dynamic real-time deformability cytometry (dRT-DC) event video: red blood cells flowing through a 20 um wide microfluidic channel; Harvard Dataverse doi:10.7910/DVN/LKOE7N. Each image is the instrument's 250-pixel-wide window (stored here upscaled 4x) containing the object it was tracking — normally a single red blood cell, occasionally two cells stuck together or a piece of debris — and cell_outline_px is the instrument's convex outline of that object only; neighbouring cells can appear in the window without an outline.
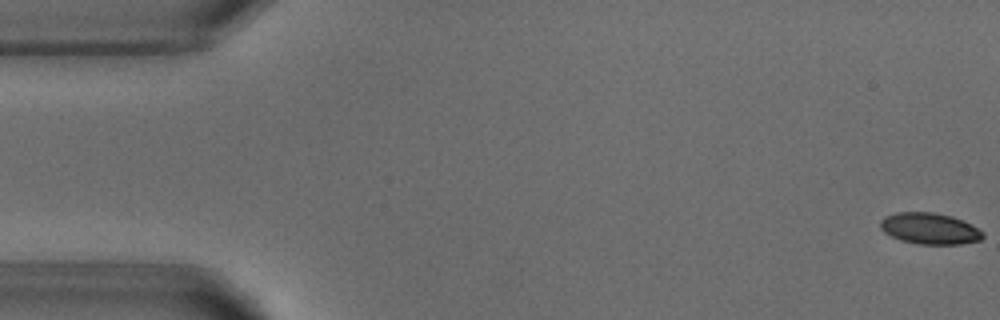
{"species": "common noctule bat (a hibernating species)", "species_latin": "Nyctalus noctula", "temperature_condition": "warm", "stored_images_in_passage": 53, "camera_frame_rate_fps": 3000, "um_per_image_px": 0.085, "animal": {"sex": "male", "body_mass_g": 18.8}, "frame": {"image": 1, "passage_image": 1, "time_ms": 0.0, "image_size_px": [1000, 320], "cell_outline_px": [[984, 236], [980, 240], [960, 244], [920, 244], [900, 240], [884, 232], [880, 228], [880, 220], [884, 216], [896, 212], [932, 212], [952, 216], [984, 232]], "centroid_in_image_um": [78.98, 19.42], "position_along_channel_um": 6.0, "area_um2": 18.55}}
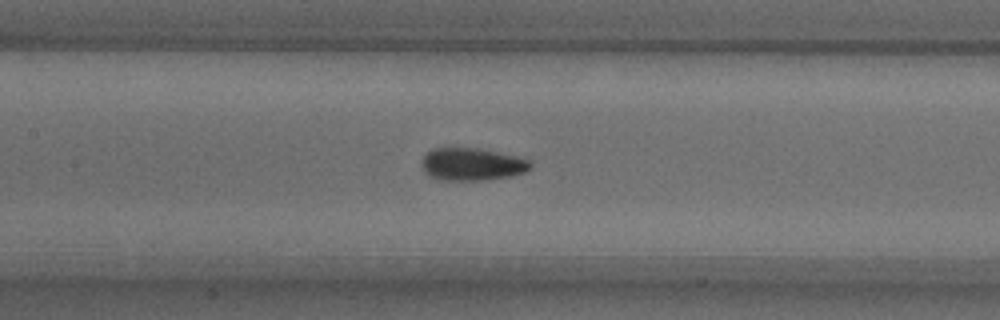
{"frame": {"image": 2, "passage_image": 24, "time_ms": 7.667, "image_size_px": [1000, 320], "cell_outline_px": [[532, 168], [528, 172], [512, 176], [484, 180], [436, 180], [428, 176], [424, 172], [420, 164], [420, 160], [432, 148], [480, 148], [516, 156], [528, 160], [532, 164]], "centroid_in_image_um": [40.1, 13.97], "position_along_channel_um": 167.3, "area_um2": 21.04}}
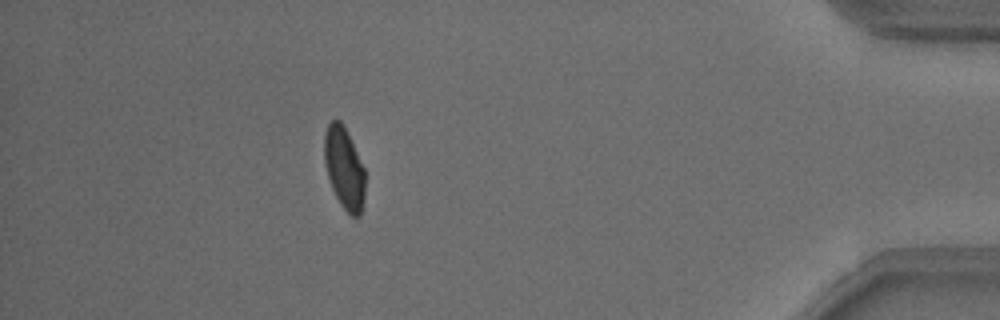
{"frame": {"image": 3, "passage_image": 47, "time_ms": 15.333, "image_size_px": [1000, 320], "cell_outline_px": [[364, 204], [360, 216], [352, 216], [340, 204], [332, 188], [324, 164], [324, 132], [328, 124], [332, 120], [340, 120], [364, 168]], "centroid_in_image_um": [29.24, 14.32], "position_along_channel_um": 406.0, "area_um2": 19.13}, "authors_computed_cell_mechanics": {"area_um2": 19.9988, "velocity_mm_per_s": 3.8245, "shape_relaxation_time_tau1_ms": 3.4538, "shape_relaxation_time_tau2_ms": 1.1574, "deformation_change_tau1": 0.1294, "deformation_change_tau2": 0.052}}